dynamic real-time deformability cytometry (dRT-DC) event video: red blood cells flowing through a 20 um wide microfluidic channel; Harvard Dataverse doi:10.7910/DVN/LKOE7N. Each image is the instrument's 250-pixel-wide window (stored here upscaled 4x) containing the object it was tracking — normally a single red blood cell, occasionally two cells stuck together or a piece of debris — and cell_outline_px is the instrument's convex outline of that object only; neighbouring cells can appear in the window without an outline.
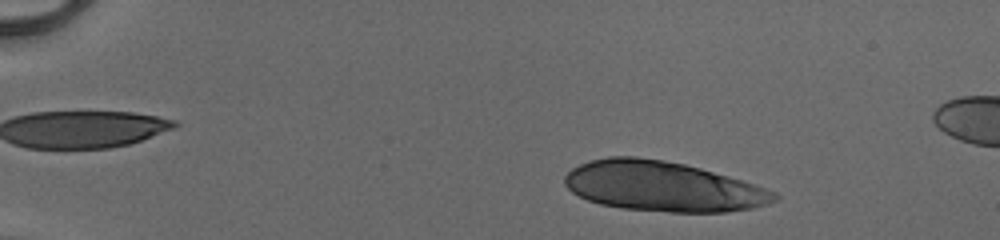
{"species": "human", "species_latin": "Homo sapiens", "temperature_condition": "cold", "stored_images_in_passage": 47, "camera_frame_rate_fps": 3000, "um_per_image_px": 0.085, "donor": {"sex": "male"}, "frame": {"image": 1, "passage_image": 6, "time_ms": 1.667, "image_size_px": [1000, 240], "cell_outline_px": [[780, 196], [776, 200], [752, 208], [724, 212], [672, 212], [620, 208], [600, 204], [588, 200], [572, 192], [564, 184], [564, 176], [572, 168], [580, 164], [592, 160], [608, 156], [636, 156], [664, 160], [684, 164], [700, 168], [728, 176], [776, 192]], "centroid_in_image_um": [56.28, 15.84], "position_along_channel_um": 28.7, "area_um2": 60.75}}
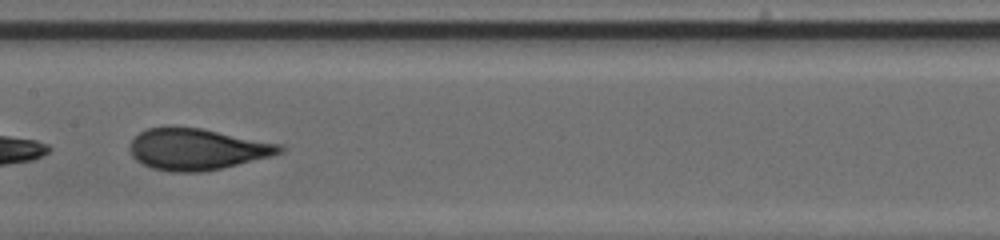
{"frame": {"image": 2, "passage_image": 26, "time_ms": 8.333, "image_size_px": [1000, 240], "cell_outline_px": [[284, 152], [272, 156], [220, 168], [200, 172], [172, 172], [152, 168], [136, 160], [132, 156], [132, 140], [140, 132], [148, 128], [200, 128], [280, 144], [284, 148]], "centroid_in_image_um": [16.78, 12.7], "position_along_channel_um": 190.6, "area_um2": 35.37}}
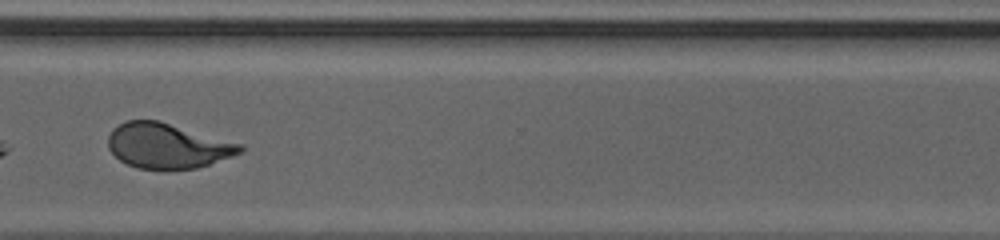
{"frame": {"image": 3, "passage_image": 38, "time_ms": 12.333, "image_size_px": [1000, 240], "cell_outline_px": [[244, 148], [240, 152], [232, 156], [196, 168], [168, 172], [136, 168], [120, 160], [108, 148], [108, 136], [112, 128], [124, 120], [160, 120], [244, 144]], "centroid_in_image_um": [14.22, 12.41], "position_along_channel_um": 356.4, "area_um2": 35.49}, "authors_computed_cell_mechanics": {"area_um2": 36.2406, "velocity_mm_per_s": 4.1519, "shape_relaxation_time_tau1_ms": 4.7809, "shape_relaxation_time_tau2_ms": null, "deformation_change_tau1": 0.1761, "deformation_change_tau2": null}}